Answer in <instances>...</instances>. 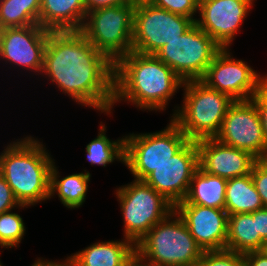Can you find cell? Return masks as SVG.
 Instances as JSON below:
<instances>
[{
  "instance_id": "cell-1",
  "label": "cell",
  "mask_w": 267,
  "mask_h": 266,
  "mask_svg": "<svg viewBox=\"0 0 267 266\" xmlns=\"http://www.w3.org/2000/svg\"><path fill=\"white\" fill-rule=\"evenodd\" d=\"M43 74L75 103L112 113L115 65L80 30L50 31Z\"/></svg>"
},
{
  "instance_id": "cell-2",
  "label": "cell",
  "mask_w": 267,
  "mask_h": 266,
  "mask_svg": "<svg viewBox=\"0 0 267 266\" xmlns=\"http://www.w3.org/2000/svg\"><path fill=\"white\" fill-rule=\"evenodd\" d=\"M183 83L155 55L131 51L115 64L113 104L128 101L142 111H164Z\"/></svg>"
},
{
  "instance_id": "cell-3",
  "label": "cell",
  "mask_w": 267,
  "mask_h": 266,
  "mask_svg": "<svg viewBox=\"0 0 267 266\" xmlns=\"http://www.w3.org/2000/svg\"><path fill=\"white\" fill-rule=\"evenodd\" d=\"M0 153V174L20 205L34 206L50 198V172L54 159L43 142L32 136L7 144Z\"/></svg>"
},
{
  "instance_id": "cell-4",
  "label": "cell",
  "mask_w": 267,
  "mask_h": 266,
  "mask_svg": "<svg viewBox=\"0 0 267 266\" xmlns=\"http://www.w3.org/2000/svg\"><path fill=\"white\" fill-rule=\"evenodd\" d=\"M182 88L183 103L176 106L171 120L189 140L215 138L234 100L201 80L185 81Z\"/></svg>"
},
{
  "instance_id": "cell-5",
  "label": "cell",
  "mask_w": 267,
  "mask_h": 266,
  "mask_svg": "<svg viewBox=\"0 0 267 266\" xmlns=\"http://www.w3.org/2000/svg\"><path fill=\"white\" fill-rule=\"evenodd\" d=\"M135 249L158 266H196L204 253L175 210L154 225Z\"/></svg>"
},
{
  "instance_id": "cell-6",
  "label": "cell",
  "mask_w": 267,
  "mask_h": 266,
  "mask_svg": "<svg viewBox=\"0 0 267 266\" xmlns=\"http://www.w3.org/2000/svg\"><path fill=\"white\" fill-rule=\"evenodd\" d=\"M134 8L130 3L89 11L80 30L114 65L132 51Z\"/></svg>"
},
{
  "instance_id": "cell-7",
  "label": "cell",
  "mask_w": 267,
  "mask_h": 266,
  "mask_svg": "<svg viewBox=\"0 0 267 266\" xmlns=\"http://www.w3.org/2000/svg\"><path fill=\"white\" fill-rule=\"evenodd\" d=\"M124 222V238L136 245L174 206L144 180L134 179L116 189Z\"/></svg>"
},
{
  "instance_id": "cell-8",
  "label": "cell",
  "mask_w": 267,
  "mask_h": 266,
  "mask_svg": "<svg viewBox=\"0 0 267 266\" xmlns=\"http://www.w3.org/2000/svg\"><path fill=\"white\" fill-rule=\"evenodd\" d=\"M189 139L170 119L161 131L131 133L124 137V165L136 180H144L157 166L172 158Z\"/></svg>"
},
{
  "instance_id": "cell-9",
  "label": "cell",
  "mask_w": 267,
  "mask_h": 266,
  "mask_svg": "<svg viewBox=\"0 0 267 266\" xmlns=\"http://www.w3.org/2000/svg\"><path fill=\"white\" fill-rule=\"evenodd\" d=\"M222 48L196 23L184 34L167 42L154 55L184 82L201 80Z\"/></svg>"
},
{
  "instance_id": "cell-10",
  "label": "cell",
  "mask_w": 267,
  "mask_h": 266,
  "mask_svg": "<svg viewBox=\"0 0 267 266\" xmlns=\"http://www.w3.org/2000/svg\"><path fill=\"white\" fill-rule=\"evenodd\" d=\"M195 21L137 0L133 15L132 51L155 54L167 42L188 31Z\"/></svg>"
},
{
  "instance_id": "cell-11",
  "label": "cell",
  "mask_w": 267,
  "mask_h": 266,
  "mask_svg": "<svg viewBox=\"0 0 267 266\" xmlns=\"http://www.w3.org/2000/svg\"><path fill=\"white\" fill-rule=\"evenodd\" d=\"M215 139L260 160L267 153V146L255 102L252 99L234 101Z\"/></svg>"
},
{
  "instance_id": "cell-12",
  "label": "cell",
  "mask_w": 267,
  "mask_h": 266,
  "mask_svg": "<svg viewBox=\"0 0 267 266\" xmlns=\"http://www.w3.org/2000/svg\"><path fill=\"white\" fill-rule=\"evenodd\" d=\"M231 54L229 48L221 49L201 81L211 89L229 95L234 101L252 99L263 87V76Z\"/></svg>"
},
{
  "instance_id": "cell-13",
  "label": "cell",
  "mask_w": 267,
  "mask_h": 266,
  "mask_svg": "<svg viewBox=\"0 0 267 266\" xmlns=\"http://www.w3.org/2000/svg\"><path fill=\"white\" fill-rule=\"evenodd\" d=\"M198 167L197 143L189 140L172 158L157 166L144 181L175 207L185 199Z\"/></svg>"
},
{
  "instance_id": "cell-14",
  "label": "cell",
  "mask_w": 267,
  "mask_h": 266,
  "mask_svg": "<svg viewBox=\"0 0 267 266\" xmlns=\"http://www.w3.org/2000/svg\"><path fill=\"white\" fill-rule=\"evenodd\" d=\"M49 33L39 24L1 29L0 60L41 74Z\"/></svg>"
},
{
  "instance_id": "cell-15",
  "label": "cell",
  "mask_w": 267,
  "mask_h": 266,
  "mask_svg": "<svg viewBox=\"0 0 267 266\" xmlns=\"http://www.w3.org/2000/svg\"><path fill=\"white\" fill-rule=\"evenodd\" d=\"M254 0H199L196 24L222 49L229 48Z\"/></svg>"
},
{
  "instance_id": "cell-16",
  "label": "cell",
  "mask_w": 267,
  "mask_h": 266,
  "mask_svg": "<svg viewBox=\"0 0 267 266\" xmlns=\"http://www.w3.org/2000/svg\"><path fill=\"white\" fill-rule=\"evenodd\" d=\"M174 210L184 220L190 234L203 251L225 250L229 215L224 209L177 204Z\"/></svg>"
},
{
  "instance_id": "cell-17",
  "label": "cell",
  "mask_w": 267,
  "mask_h": 266,
  "mask_svg": "<svg viewBox=\"0 0 267 266\" xmlns=\"http://www.w3.org/2000/svg\"><path fill=\"white\" fill-rule=\"evenodd\" d=\"M199 167L205 172L225 179L251 174L257 159L250 153L220 143L215 138L196 141Z\"/></svg>"
},
{
  "instance_id": "cell-18",
  "label": "cell",
  "mask_w": 267,
  "mask_h": 266,
  "mask_svg": "<svg viewBox=\"0 0 267 266\" xmlns=\"http://www.w3.org/2000/svg\"><path fill=\"white\" fill-rule=\"evenodd\" d=\"M86 16L85 0H41L39 25L48 31H77Z\"/></svg>"
},
{
  "instance_id": "cell-19",
  "label": "cell",
  "mask_w": 267,
  "mask_h": 266,
  "mask_svg": "<svg viewBox=\"0 0 267 266\" xmlns=\"http://www.w3.org/2000/svg\"><path fill=\"white\" fill-rule=\"evenodd\" d=\"M135 250V245L123 238L106 242H95L71 255L77 266H123Z\"/></svg>"
},
{
  "instance_id": "cell-20",
  "label": "cell",
  "mask_w": 267,
  "mask_h": 266,
  "mask_svg": "<svg viewBox=\"0 0 267 266\" xmlns=\"http://www.w3.org/2000/svg\"><path fill=\"white\" fill-rule=\"evenodd\" d=\"M265 243L257 232L256 211L228 216V235L225 250L246 254L263 250Z\"/></svg>"
},
{
  "instance_id": "cell-21",
  "label": "cell",
  "mask_w": 267,
  "mask_h": 266,
  "mask_svg": "<svg viewBox=\"0 0 267 266\" xmlns=\"http://www.w3.org/2000/svg\"><path fill=\"white\" fill-rule=\"evenodd\" d=\"M226 185L227 179L209 174L198 167L185 199L178 204H195L224 209Z\"/></svg>"
},
{
  "instance_id": "cell-22",
  "label": "cell",
  "mask_w": 267,
  "mask_h": 266,
  "mask_svg": "<svg viewBox=\"0 0 267 266\" xmlns=\"http://www.w3.org/2000/svg\"><path fill=\"white\" fill-rule=\"evenodd\" d=\"M85 173H74L60 178L59 171L55 162L50 172V199L56 194L63 206L68 209L81 207L86 199L88 183L91 174L84 170Z\"/></svg>"
},
{
  "instance_id": "cell-23",
  "label": "cell",
  "mask_w": 267,
  "mask_h": 266,
  "mask_svg": "<svg viewBox=\"0 0 267 266\" xmlns=\"http://www.w3.org/2000/svg\"><path fill=\"white\" fill-rule=\"evenodd\" d=\"M263 207L251 174L227 179L224 210L228 215L252 213Z\"/></svg>"
},
{
  "instance_id": "cell-24",
  "label": "cell",
  "mask_w": 267,
  "mask_h": 266,
  "mask_svg": "<svg viewBox=\"0 0 267 266\" xmlns=\"http://www.w3.org/2000/svg\"><path fill=\"white\" fill-rule=\"evenodd\" d=\"M96 138L86 145L87 160L91 165L106 167L115 161L124 163V136L111 140L106 136V126L102 122Z\"/></svg>"
},
{
  "instance_id": "cell-25",
  "label": "cell",
  "mask_w": 267,
  "mask_h": 266,
  "mask_svg": "<svg viewBox=\"0 0 267 266\" xmlns=\"http://www.w3.org/2000/svg\"><path fill=\"white\" fill-rule=\"evenodd\" d=\"M10 211L0 214V246L2 248L19 247L25 236V223L18 213Z\"/></svg>"
},
{
  "instance_id": "cell-26",
  "label": "cell",
  "mask_w": 267,
  "mask_h": 266,
  "mask_svg": "<svg viewBox=\"0 0 267 266\" xmlns=\"http://www.w3.org/2000/svg\"><path fill=\"white\" fill-rule=\"evenodd\" d=\"M34 24L27 13H20L19 0H0V30Z\"/></svg>"
},
{
  "instance_id": "cell-27",
  "label": "cell",
  "mask_w": 267,
  "mask_h": 266,
  "mask_svg": "<svg viewBox=\"0 0 267 266\" xmlns=\"http://www.w3.org/2000/svg\"><path fill=\"white\" fill-rule=\"evenodd\" d=\"M196 266H246L243 254L228 251H204Z\"/></svg>"
},
{
  "instance_id": "cell-28",
  "label": "cell",
  "mask_w": 267,
  "mask_h": 266,
  "mask_svg": "<svg viewBox=\"0 0 267 266\" xmlns=\"http://www.w3.org/2000/svg\"><path fill=\"white\" fill-rule=\"evenodd\" d=\"M158 8L165 9L177 15L191 18L198 13L199 0H147Z\"/></svg>"
},
{
  "instance_id": "cell-29",
  "label": "cell",
  "mask_w": 267,
  "mask_h": 266,
  "mask_svg": "<svg viewBox=\"0 0 267 266\" xmlns=\"http://www.w3.org/2000/svg\"><path fill=\"white\" fill-rule=\"evenodd\" d=\"M251 178L264 207L267 208V166L261 160L254 163Z\"/></svg>"
},
{
  "instance_id": "cell-30",
  "label": "cell",
  "mask_w": 267,
  "mask_h": 266,
  "mask_svg": "<svg viewBox=\"0 0 267 266\" xmlns=\"http://www.w3.org/2000/svg\"><path fill=\"white\" fill-rule=\"evenodd\" d=\"M28 208V206L20 205L14 196L11 187L6 182L5 178L0 174V214L13 210L15 208Z\"/></svg>"
},
{
  "instance_id": "cell-31",
  "label": "cell",
  "mask_w": 267,
  "mask_h": 266,
  "mask_svg": "<svg viewBox=\"0 0 267 266\" xmlns=\"http://www.w3.org/2000/svg\"><path fill=\"white\" fill-rule=\"evenodd\" d=\"M257 107L261 125L263 127V134L267 146V90L262 87L258 93L252 98Z\"/></svg>"
},
{
  "instance_id": "cell-32",
  "label": "cell",
  "mask_w": 267,
  "mask_h": 266,
  "mask_svg": "<svg viewBox=\"0 0 267 266\" xmlns=\"http://www.w3.org/2000/svg\"><path fill=\"white\" fill-rule=\"evenodd\" d=\"M20 13H27L30 18L39 24L41 0H19Z\"/></svg>"
},
{
  "instance_id": "cell-33",
  "label": "cell",
  "mask_w": 267,
  "mask_h": 266,
  "mask_svg": "<svg viewBox=\"0 0 267 266\" xmlns=\"http://www.w3.org/2000/svg\"><path fill=\"white\" fill-rule=\"evenodd\" d=\"M137 0H85L87 12L107 6L136 3Z\"/></svg>"
},
{
  "instance_id": "cell-34",
  "label": "cell",
  "mask_w": 267,
  "mask_h": 266,
  "mask_svg": "<svg viewBox=\"0 0 267 266\" xmlns=\"http://www.w3.org/2000/svg\"><path fill=\"white\" fill-rule=\"evenodd\" d=\"M246 266H267V253L264 250L243 254Z\"/></svg>"
},
{
  "instance_id": "cell-35",
  "label": "cell",
  "mask_w": 267,
  "mask_h": 266,
  "mask_svg": "<svg viewBox=\"0 0 267 266\" xmlns=\"http://www.w3.org/2000/svg\"><path fill=\"white\" fill-rule=\"evenodd\" d=\"M256 226L260 237L267 242V208L263 207L256 211Z\"/></svg>"
},
{
  "instance_id": "cell-36",
  "label": "cell",
  "mask_w": 267,
  "mask_h": 266,
  "mask_svg": "<svg viewBox=\"0 0 267 266\" xmlns=\"http://www.w3.org/2000/svg\"><path fill=\"white\" fill-rule=\"evenodd\" d=\"M123 266H158L157 264L147 260L136 249L125 260Z\"/></svg>"
},
{
  "instance_id": "cell-37",
  "label": "cell",
  "mask_w": 267,
  "mask_h": 266,
  "mask_svg": "<svg viewBox=\"0 0 267 266\" xmlns=\"http://www.w3.org/2000/svg\"><path fill=\"white\" fill-rule=\"evenodd\" d=\"M44 258H38L31 266H77L74 259L68 256L64 261L59 260L55 262L54 260H43Z\"/></svg>"
},
{
  "instance_id": "cell-38",
  "label": "cell",
  "mask_w": 267,
  "mask_h": 266,
  "mask_svg": "<svg viewBox=\"0 0 267 266\" xmlns=\"http://www.w3.org/2000/svg\"><path fill=\"white\" fill-rule=\"evenodd\" d=\"M263 87L267 90V75L263 76Z\"/></svg>"
},
{
  "instance_id": "cell-39",
  "label": "cell",
  "mask_w": 267,
  "mask_h": 266,
  "mask_svg": "<svg viewBox=\"0 0 267 266\" xmlns=\"http://www.w3.org/2000/svg\"><path fill=\"white\" fill-rule=\"evenodd\" d=\"M260 160L267 166V153Z\"/></svg>"
},
{
  "instance_id": "cell-40",
  "label": "cell",
  "mask_w": 267,
  "mask_h": 266,
  "mask_svg": "<svg viewBox=\"0 0 267 266\" xmlns=\"http://www.w3.org/2000/svg\"><path fill=\"white\" fill-rule=\"evenodd\" d=\"M263 250L267 253V242L265 243V246H264Z\"/></svg>"
}]
</instances>
